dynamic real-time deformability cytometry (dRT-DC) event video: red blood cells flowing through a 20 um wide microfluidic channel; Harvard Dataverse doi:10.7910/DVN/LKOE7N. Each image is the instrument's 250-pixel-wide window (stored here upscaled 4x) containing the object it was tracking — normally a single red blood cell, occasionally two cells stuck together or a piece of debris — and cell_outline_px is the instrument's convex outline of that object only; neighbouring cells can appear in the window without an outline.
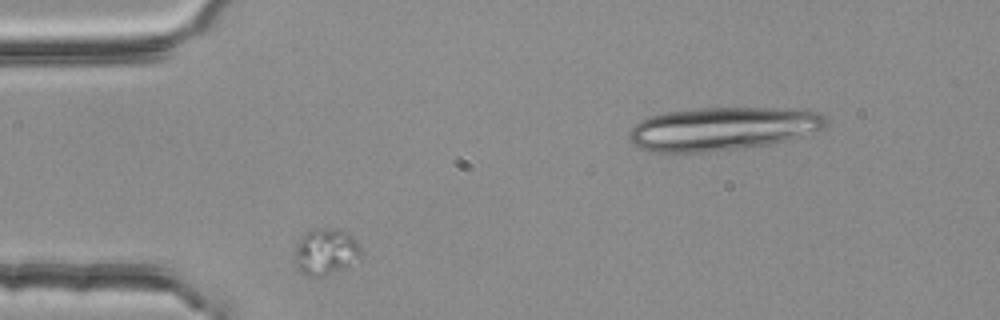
{"species": "common noctule bat (a hibernating species)", "species_latin": "Nyctalus noctula", "temperature_condition": "room temperature", "stored_images_in_passage": 3, "segment_of_instrument_passage": [2, 2], "camera_frame_rate_fps": 3000, "um_per_image_px": 0.085, "animal": {"sex": "female", "body_mass_g": 25.1}, "frame": {"image": 1, "passage_image": 2, "time_ms": 0.333, "image_size_px": [1000, 320], "cell_outline_px": [[360, 260], [348, 268], [324, 276], [304, 276], [296, 268], [296, 244], [304, 232], [312, 228], [336, 228], [352, 236], [356, 240], [360, 248]], "centroid_in_image_um": [27.69, 21.41], "position_along_channel_um": 57.3, "area_um2": 18.32}}